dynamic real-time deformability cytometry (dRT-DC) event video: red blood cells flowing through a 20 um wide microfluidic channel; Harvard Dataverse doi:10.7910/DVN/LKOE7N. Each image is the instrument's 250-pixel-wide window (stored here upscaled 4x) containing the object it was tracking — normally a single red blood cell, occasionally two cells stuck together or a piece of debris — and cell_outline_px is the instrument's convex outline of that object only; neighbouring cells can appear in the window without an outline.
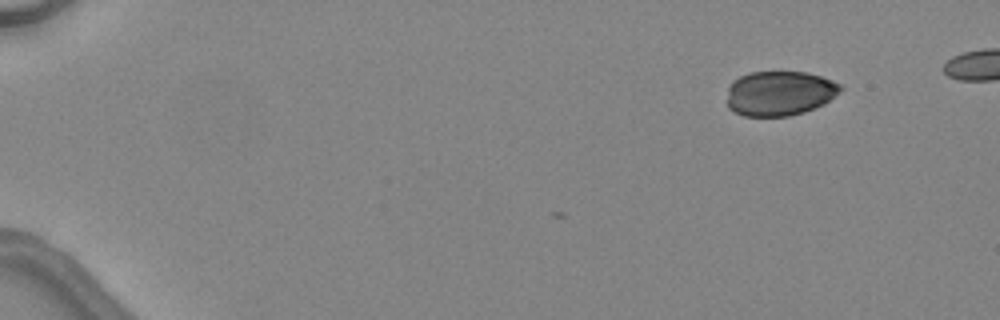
{"species": "common noctule bat (a hibernating species)", "species_latin": "Nyctalus noctula", "temperature_condition": "warm", "stored_images_in_passage": 3, "camera_frame_rate_fps": 3000, "um_per_image_px": 0.085, "animal": {"sex": "female", "body_mass_g": 24.6, "forearm_length_mm": 56.2}, "frame": {"image": 1, "passage_image": 1, "time_ms": 0.0, "image_size_px": [1000, 320], "cell_outline_px": [[844, 88], [840, 92], [824, 104], [804, 112], [788, 116], [744, 116], [728, 108], [728, 88], [732, 80], [748, 72], [808, 72], [832, 80], [840, 84]], "centroid_in_image_um": [66.27, 7.92], "position_along_channel_um": 18.7, "area_um2": 29.71}}